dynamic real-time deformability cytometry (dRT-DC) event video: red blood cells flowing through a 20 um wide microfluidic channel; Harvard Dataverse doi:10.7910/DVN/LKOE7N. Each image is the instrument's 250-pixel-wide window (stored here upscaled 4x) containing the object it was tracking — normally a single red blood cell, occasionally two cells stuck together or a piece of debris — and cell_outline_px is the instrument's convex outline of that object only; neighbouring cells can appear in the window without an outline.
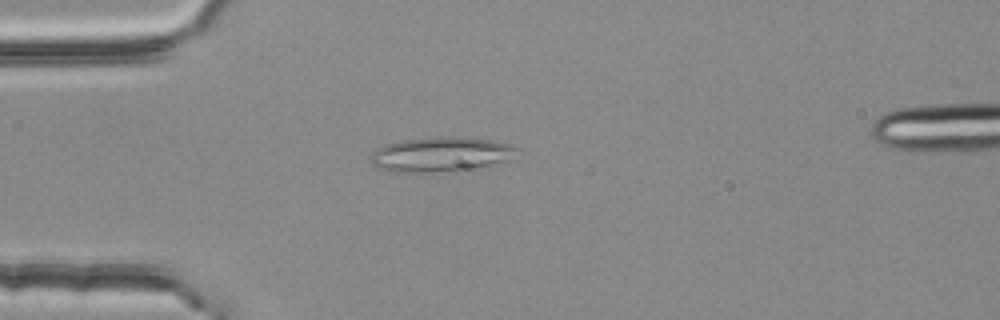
{"species": "common noctule bat (a hibernating species)", "species_latin": "Nyctalus noctula", "temperature_condition": "room temperature", "stored_images_in_passage": 34, "camera_frame_rate_fps": 3000, "um_per_image_px": 0.085, "animal": {"sex": "female", "body_mass_g": 25.1}, "frame": {"image": 1, "passage_image": 1, "time_ms": 0.0, "image_size_px": [1000, 320], "cell_outline_px": [[524, 148], [508, 160], [460, 176], [392, 172], [380, 168], [372, 164], [368, 156], [376, 148], [384, 144], [400, 140], [436, 136], [460, 136], [492, 140], [512, 144]], "centroid_in_image_um": [37.55, 13.19], "position_along_channel_um": 47.4, "area_um2": 32.31}}
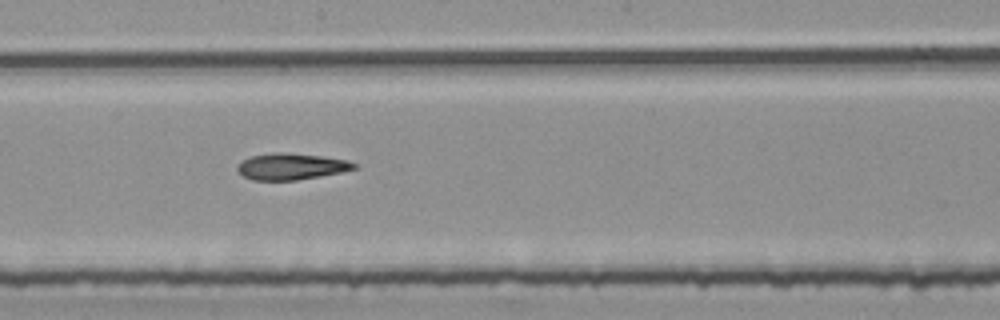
{"frame": {"image": 2, "passage_image": 16, "time_ms": 5.0, "image_size_px": [1000, 320], "cell_outline_px": [[356, 168], [340, 172], [320, 176], [296, 180], [252, 180], [244, 176], [236, 168], [244, 160], [252, 156], [272, 152], [288, 152], [320, 156], [348, 160], [356, 164]], "centroid_in_image_um": [24.75, 14.14], "position_along_channel_um": 223.4, "area_um2": 17.74}}
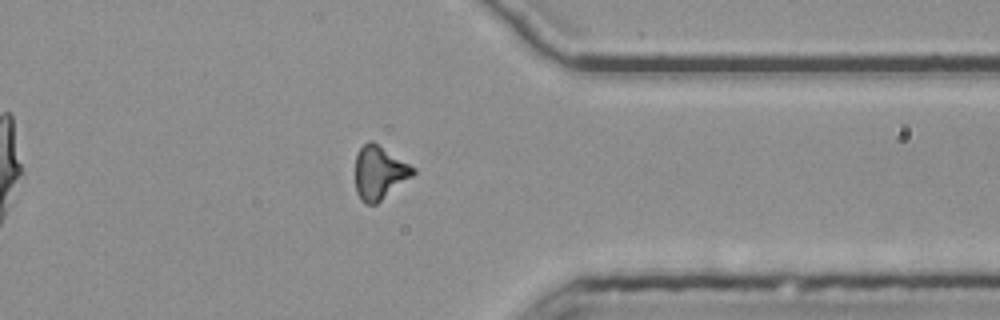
{"frame": {"image": 3, "passage_image": 29, "time_ms": 9.333, "image_size_px": [1000, 320], "cell_outline_px": [[416, 172], [412, 176], [376, 204], [364, 204], [360, 200], [356, 192], [356, 156], [360, 148], [368, 140], [372, 140], [416, 168]], "centroid_in_image_um": [32.24, 14.67], "position_along_channel_um": 379.2, "area_um2": 17.92}, "authors_computed_cell_mechanics": {"area_um2": 18.1781, "velocity_mm_per_s": 3.8016, "shape_relaxation_time_tau1_ms": null, "shape_relaxation_time_tau2_ms": 11.261, "deformation_change_tau1": null, "deformation_change_tau2": 0.2603}}